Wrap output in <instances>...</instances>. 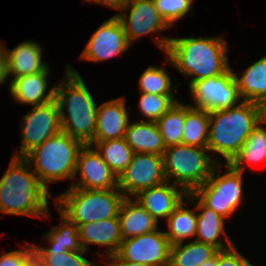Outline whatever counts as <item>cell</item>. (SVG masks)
<instances>
[{"label":"cell","mask_w":266,"mask_h":266,"mask_svg":"<svg viewBox=\"0 0 266 266\" xmlns=\"http://www.w3.org/2000/svg\"><path fill=\"white\" fill-rule=\"evenodd\" d=\"M189 202L196 205L197 228L195 240L213 245L218 250H226L234 245V241L225 230L226 219L206 207L192 192L187 194ZM225 238V242L222 239Z\"/></svg>","instance_id":"obj_17"},{"label":"cell","mask_w":266,"mask_h":266,"mask_svg":"<svg viewBox=\"0 0 266 266\" xmlns=\"http://www.w3.org/2000/svg\"><path fill=\"white\" fill-rule=\"evenodd\" d=\"M25 266H39V259L35 254L26 262Z\"/></svg>","instance_id":"obj_41"},{"label":"cell","mask_w":266,"mask_h":266,"mask_svg":"<svg viewBox=\"0 0 266 266\" xmlns=\"http://www.w3.org/2000/svg\"><path fill=\"white\" fill-rule=\"evenodd\" d=\"M107 262H104V266H153L150 264H143V263H133L127 260L120 259L116 254L105 257ZM101 266V265H100Z\"/></svg>","instance_id":"obj_39"},{"label":"cell","mask_w":266,"mask_h":266,"mask_svg":"<svg viewBox=\"0 0 266 266\" xmlns=\"http://www.w3.org/2000/svg\"><path fill=\"white\" fill-rule=\"evenodd\" d=\"M262 118L263 106L248 101H241L225 110L209 112L207 148L213 158L218 163L229 164Z\"/></svg>","instance_id":"obj_4"},{"label":"cell","mask_w":266,"mask_h":266,"mask_svg":"<svg viewBox=\"0 0 266 266\" xmlns=\"http://www.w3.org/2000/svg\"><path fill=\"white\" fill-rule=\"evenodd\" d=\"M186 202V203H185ZM189 202L186 197L176 207L173 213L167 218V230L164 231L171 246L187 241L195 237L197 228V210L196 205L194 208H185L184 204Z\"/></svg>","instance_id":"obj_26"},{"label":"cell","mask_w":266,"mask_h":266,"mask_svg":"<svg viewBox=\"0 0 266 266\" xmlns=\"http://www.w3.org/2000/svg\"><path fill=\"white\" fill-rule=\"evenodd\" d=\"M167 182L162 156L133 153L131 162L118 177V189L125 197H133L144 189Z\"/></svg>","instance_id":"obj_11"},{"label":"cell","mask_w":266,"mask_h":266,"mask_svg":"<svg viewBox=\"0 0 266 266\" xmlns=\"http://www.w3.org/2000/svg\"><path fill=\"white\" fill-rule=\"evenodd\" d=\"M200 266H217V253L216 255L211 258L210 260L208 261H205L202 265Z\"/></svg>","instance_id":"obj_42"},{"label":"cell","mask_w":266,"mask_h":266,"mask_svg":"<svg viewBox=\"0 0 266 266\" xmlns=\"http://www.w3.org/2000/svg\"><path fill=\"white\" fill-rule=\"evenodd\" d=\"M8 77V56L6 46L0 42V85L7 82Z\"/></svg>","instance_id":"obj_38"},{"label":"cell","mask_w":266,"mask_h":266,"mask_svg":"<svg viewBox=\"0 0 266 266\" xmlns=\"http://www.w3.org/2000/svg\"><path fill=\"white\" fill-rule=\"evenodd\" d=\"M125 11L129 14L125 15ZM114 15L121 21L131 46L146 35L170 29L158 13L153 0H128L125 8Z\"/></svg>","instance_id":"obj_14"},{"label":"cell","mask_w":266,"mask_h":266,"mask_svg":"<svg viewBox=\"0 0 266 266\" xmlns=\"http://www.w3.org/2000/svg\"><path fill=\"white\" fill-rule=\"evenodd\" d=\"M11 157L0 179V214L50 218L48 199L52 194L40 183L29 162Z\"/></svg>","instance_id":"obj_2"},{"label":"cell","mask_w":266,"mask_h":266,"mask_svg":"<svg viewBox=\"0 0 266 266\" xmlns=\"http://www.w3.org/2000/svg\"><path fill=\"white\" fill-rule=\"evenodd\" d=\"M159 49L167 55L168 63L178 73L190 77L192 82L224 73L229 67L228 45L225 38L216 37H164L154 39Z\"/></svg>","instance_id":"obj_1"},{"label":"cell","mask_w":266,"mask_h":266,"mask_svg":"<svg viewBox=\"0 0 266 266\" xmlns=\"http://www.w3.org/2000/svg\"><path fill=\"white\" fill-rule=\"evenodd\" d=\"M34 255L32 243L20 249L6 252L0 256V266H25L26 262Z\"/></svg>","instance_id":"obj_36"},{"label":"cell","mask_w":266,"mask_h":266,"mask_svg":"<svg viewBox=\"0 0 266 266\" xmlns=\"http://www.w3.org/2000/svg\"><path fill=\"white\" fill-rule=\"evenodd\" d=\"M73 182L70 187L88 190L118 188V178L91 145H84L78 152Z\"/></svg>","instance_id":"obj_15"},{"label":"cell","mask_w":266,"mask_h":266,"mask_svg":"<svg viewBox=\"0 0 266 266\" xmlns=\"http://www.w3.org/2000/svg\"><path fill=\"white\" fill-rule=\"evenodd\" d=\"M82 248L88 252L89 244L107 248L106 254L98 251L95 255L107 257L115 255L123 240L120 230L119 218L113 217L97 222H89L77 227Z\"/></svg>","instance_id":"obj_20"},{"label":"cell","mask_w":266,"mask_h":266,"mask_svg":"<svg viewBox=\"0 0 266 266\" xmlns=\"http://www.w3.org/2000/svg\"><path fill=\"white\" fill-rule=\"evenodd\" d=\"M180 186L165 182L159 186L141 190L132 198L143 206L159 223L173 213L176 207L187 197Z\"/></svg>","instance_id":"obj_18"},{"label":"cell","mask_w":266,"mask_h":266,"mask_svg":"<svg viewBox=\"0 0 266 266\" xmlns=\"http://www.w3.org/2000/svg\"><path fill=\"white\" fill-rule=\"evenodd\" d=\"M39 266H44L42 263H41V261L39 260Z\"/></svg>","instance_id":"obj_44"},{"label":"cell","mask_w":266,"mask_h":266,"mask_svg":"<svg viewBox=\"0 0 266 266\" xmlns=\"http://www.w3.org/2000/svg\"><path fill=\"white\" fill-rule=\"evenodd\" d=\"M129 119L125 96L110 99L97 106L94 141L125 138Z\"/></svg>","instance_id":"obj_19"},{"label":"cell","mask_w":266,"mask_h":266,"mask_svg":"<svg viewBox=\"0 0 266 266\" xmlns=\"http://www.w3.org/2000/svg\"><path fill=\"white\" fill-rule=\"evenodd\" d=\"M222 168L226 170L223 174ZM243 174L230 164L219 163L208 180L192 193L206 207L228 219L243 202Z\"/></svg>","instance_id":"obj_8"},{"label":"cell","mask_w":266,"mask_h":266,"mask_svg":"<svg viewBox=\"0 0 266 266\" xmlns=\"http://www.w3.org/2000/svg\"><path fill=\"white\" fill-rule=\"evenodd\" d=\"M249 264L250 262L238 251L235 244L217 252V266H248Z\"/></svg>","instance_id":"obj_37"},{"label":"cell","mask_w":266,"mask_h":266,"mask_svg":"<svg viewBox=\"0 0 266 266\" xmlns=\"http://www.w3.org/2000/svg\"><path fill=\"white\" fill-rule=\"evenodd\" d=\"M170 74L164 67L150 65L138 80L139 92L163 96H175L173 91H178V85L172 86ZM176 88V89H175Z\"/></svg>","instance_id":"obj_32"},{"label":"cell","mask_w":266,"mask_h":266,"mask_svg":"<svg viewBox=\"0 0 266 266\" xmlns=\"http://www.w3.org/2000/svg\"><path fill=\"white\" fill-rule=\"evenodd\" d=\"M209 112L185 104L182 144L207 148Z\"/></svg>","instance_id":"obj_29"},{"label":"cell","mask_w":266,"mask_h":266,"mask_svg":"<svg viewBox=\"0 0 266 266\" xmlns=\"http://www.w3.org/2000/svg\"><path fill=\"white\" fill-rule=\"evenodd\" d=\"M185 103L176 102L156 123L166 147L182 144Z\"/></svg>","instance_id":"obj_31"},{"label":"cell","mask_w":266,"mask_h":266,"mask_svg":"<svg viewBox=\"0 0 266 266\" xmlns=\"http://www.w3.org/2000/svg\"><path fill=\"white\" fill-rule=\"evenodd\" d=\"M138 109L145 121L156 122L176 102V96H163L150 93H140Z\"/></svg>","instance_id":"obj_34"},{"label":"cell","mask_w":266,"mask_h":266,"mask_svg":"<svg viewBox=\"0 0 266 266\" xmlns=\"http://www.w3.org/2000/svg\"><path fill=\"white\" fill-rule=\"evenodd\" d=\"M208 148L178 144L166 147L162 158L167 182L187 193L203 185L219 164Z\"/></svg>","instance_id":"obj_7"},{"label":"cell","mask_w":266,"mask_h":266,"mask_svg":"<svg viewBox=\"0 0 266 266\" xmlns=\"http://www.w3.org/2000/svg\"><path fill=\"white\" fill-rule=\"evenodd\" d=\"M63 81L58 79L55 100L58 104L61 130L83 145L94 142L97 104L84 84L79 71L66 64Z\"/></svg>","instance_id":"obj_3"},{"label":"cell","mask_w":266,"mask_h":266,"mask_svg":"<svg viewBox=\"0 0 266 266\" xmlns=\"http://www.w3.org/2000/svg\"><path fill=\"white\" fill-rule=\"evenodd\" d=\"M266 121L262 118L247 137L239 153L229 163L244 173L246 164H260L266 160Z\"/></svg>","instance_id":"obj_25"},{"label":"cell","mask_w":266,"mask_h":266,"mask_svg":"<svg viewBox=\"0 0 266 266\" xmlns=\"http://www.w3.org/2000/svg\"><path fill=\"white\" fill-rule=\"evenodd\" d=\"M124 198L118 188L88 190L68 186L66 191L53 199L57 210L78 227L117 217Z\"/></svg>","instance_id":"obj_6"},{"label":"cell","mask_w":266,"mask_h":266,"mask_svg":"<svg viewBox=\"0 0 266 266\" xmlns=\"http://www.w3.org/2000/svg\"><path fill=\"white\" fill-rule=\"evenodd\" d=\"M60 225L53 226L42 238L49 244L48 247L32 244L34 250H68L73 252L83 251L77 226L64 216L59 210Z\"/></svg>","instance_id":"obj_27"},{"label":"cell","mask_w":266,"mask_h":266,"mask_svg":"<svg viewBox=\"0 0 266 266\" xmlns=\"http://www.w3.org/2000/svg\"><path fill=\"white\" fill-rule=\"evenodd\" d=\"M153 2L162 19L172 28L176 21L189 13L194 0H153Z\"/></svg>","instance_id":"obj_35"},{"label":"cell","mask_w":266,"mask_h":266,"mask_svg":"<svg viewBox=\"0 0 266 266\" xmlns=\"http://www.w3.org/2000/svg\"><path fill=\"white\" fill-rule=\"evenodd\" d=\"M83 146L79 140L61 131L29 152L24 159L29 162L40 183L50 192L51 183L73 180L77 155Z\"/></svg>","instance_id":"obj_5"},{"label":"cell","mask_w":266,"mask_h":266,"mask_svg":"<svg viewBox=\"0 0 266 266\" xmlns=\"http://www.w3.org/2000/svg\"><path fill=\"white\" fill-rule=\"evenodd\" d=\"M42 51L41 45L33 40L22 41L11 50L6 47L8 77L14 79L43 71L48 64L43 61Z\"/></svg>","instance_id":"obj_21"},{"label":"cell","mask_w":266,"mask_h":266,"mask_svg":"<svg viewBox=\"0 0 266 266\" xmlns=\"http://www.w3.org/2000/svg\"><path fill=\"white\" fill-rule=\"evenodd\" d=\"M85 253V250H34L35 256L44 266H99L85 258Z\"/></svg>","instance_id":"obj_33"},{"label":"cell","mask_w":266,"mask_h":266,"mask_svg":"<svg viewBox=\"0 0 266 266\" xmlns=\"http://www.w3.org/2000/svg\"><path fill=\"white\" fill-rule=\"evenodd\" d=\"M86 3H95L100 6H105V8L108 7L116 11H121L127 5L128 0H88Z\"/></svg>","instance_id":"obj_40"},{"label":"cell","mask_w":266,"mask_h":266,"mask_svg":"<svg viewBox=\"0 0 266 266\" xmlns=\"http://www.w3.org/2000/svg\"><path fill=\"white\" fill-rule=\"evenodd\" d=\"M235 79L242 101L266 104V55L253 62L244 72L236 73Z\"/></svg>","instance_id":"obj_24"},{"label":"cell","mask_w":266,"mask_h":266,"mask_svg":"<svg viewBox=\"0 0 266 266\" xmlns=\"http://www.w3.org/2000/svg\"><path fill=\"white\" fill-rule=\"evenodd\" d=\"M130 47L121 21L113 15L89 37L79 59L99 63L123 55Z\"/></svg>","instance_id":"obj_12"},{"label":"cell","mask_w":266,"mask_h":266,"mask_svg":"<svg viewBox=\"0 0 266 266\" xmlns=\"http://www.w3.org/2000/svg\"><path fill=\"white\" fill-rule=\"evenodd\" d=\"M22 117L21 146L13 153V157L24 158L45 140L62 131L59 108L55 99L43 105L32 106L31 111Z\"/></svg>","instance_id":"obj_10"},{"label":"cell","mask_w":266,"mask_h":266,"mask_svg":"<svg viewBox=\"0 0 266 266\" xmlns=\"http://www.w3.org/2000/svg\"><path fill=\"white\" fill-rule=\"evenodd\" d=\"M118 218L123 240L157 230V220L132 197H125Z\"/></svg>","instance_id":"obj_22"},{"label":"cell","mask_w":266,"mask_h":266,"mask_svg":"<svg viewBox=\"0 0 266 266\" xmlns=\"http://www.w3.org/2000/svg\"><path fill=\"white\" fill-rule=\"evenodd\" d=\"M129 121L125 140L133 153H151L162 156L166 146L156 122Z\"/></svg>","instance_id":"obj_23"},{"label":"cell","mask_w":266,"mask_h":266,"mask_svg":"<svg viewBox=\"0 0 266 266\" xmlns=\"http://www.w3.org/2000/svg\"><path fill=\"white\" fill-rule=\"evenodd\" d=\"M263 119L266 121V104L263 106Z\"/></svg>","instance_id":"obj_43"},{"label":"cell","mask_w":266,"mask_h":266,"mask_svg":"<svg viewBox=\"0 0 266 266\" xmlns=\"http://www.w3.org/2000/svg\"><path fill=\"white\" fill-rule=\"evenodd\" d=\"M219 250L213 245L198 242H182L170 247L168 266H200L213 258Z\"/></svg>","instance_id":"obj_28"},{"label":"cell","mask_w":266,"mask_h":266,"mask_svg":"<svg viewBox=\"0 0 266 266\" xmlns=\"http://www.w3.org/2000/svg\"><path fill=\"white\" fill-rule=\"evenodd\" d=\"M50 66L36 74L23 75L9 80V93L19 104L39 106L55 99L56 84L49 87Z\"/></svg>","instance_id":"obj_16"},{"label":"cell","mask_w":266,"mask_h":266,"mask_svg":"<svg viewBox=\"0 0 266 266\" xmlns=\"http://www.w3.org/2000/svg\"><path fill=\"white\" fill-rule=\"evenodd\" d=\"M91 146H95L94 148L101 155L102 160L117 178L131 162L133 150L125 138L94 141Z\"/></svg>","instance_id":"obj_30"},{"label":"cell","mask_w":266,"mask_h":266,"mask_svg":"<svg viewBox=\"0 0 266 266\" xmlns=\"http://www.w3.org/2000/svg\"><path fill=\"white\" fill-rule=\"evenodd\" d=\"M171 244L159 228L152 232L122 240L116 255L133 263L168 266Z\"/></svg>","instance_id":"obj_13"},{"label":"cell","mask_w":266,"mask_h":266,"mask_svg":"<svg viewBox=\"0 0 266 266\" xmlns=\"http://www.w3.org/2000/svg\"><path fill=\"white\" fill-rule=\"evenodd\" d=\"M188 89L193 100L189 105L207 112L232 108L242 101L231 67L220 75L192 82Z\"/></svg>","instance_id":"obj_9"}]
</instances>
